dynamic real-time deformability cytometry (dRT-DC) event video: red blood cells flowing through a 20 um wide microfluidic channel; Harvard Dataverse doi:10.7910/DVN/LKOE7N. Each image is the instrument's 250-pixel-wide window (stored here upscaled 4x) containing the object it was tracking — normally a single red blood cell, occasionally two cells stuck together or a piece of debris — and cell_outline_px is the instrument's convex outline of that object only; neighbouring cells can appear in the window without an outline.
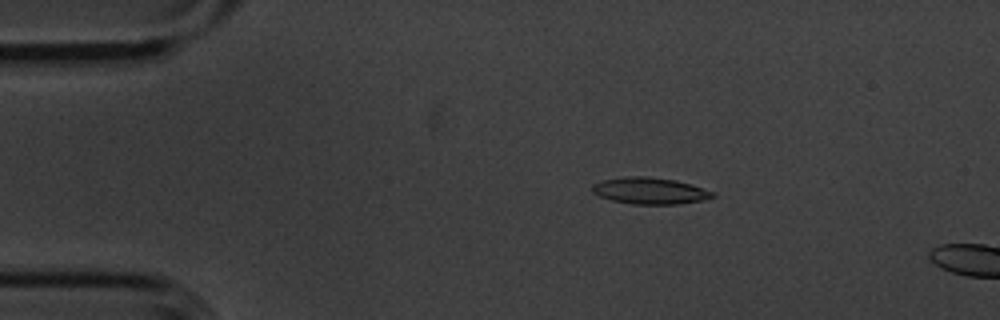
{"species": "common noctule bat (a hibernating species)", "species_latin": "Nyctalus noctula", "temperature_condition": "cold", "stored_images_in_passage": 14, "camera_frame_rate_fps": 3000, "um_per_image_px": 0.085, "animal": {"sex": "male", "body_mass_g": 20.1, "forearm_length_mm": 53.5}, "frame": {"image": 1, "passage_image": 10, "time_ms": 3.0, "image_size_px": [1000, 320], "cell_outline_px": [[716, 196], [704, 200], [680, 204], [632, 204], [612, 200], [600, 196], [592, 192], [592, 184], [600, 180], [624, 176], [648, 176], [676, 180], [716, 192]], "centroid_in_image_um": [55.24, 16.21], "position_along_channel_um": 29.8, "area_um2": 18.84}}